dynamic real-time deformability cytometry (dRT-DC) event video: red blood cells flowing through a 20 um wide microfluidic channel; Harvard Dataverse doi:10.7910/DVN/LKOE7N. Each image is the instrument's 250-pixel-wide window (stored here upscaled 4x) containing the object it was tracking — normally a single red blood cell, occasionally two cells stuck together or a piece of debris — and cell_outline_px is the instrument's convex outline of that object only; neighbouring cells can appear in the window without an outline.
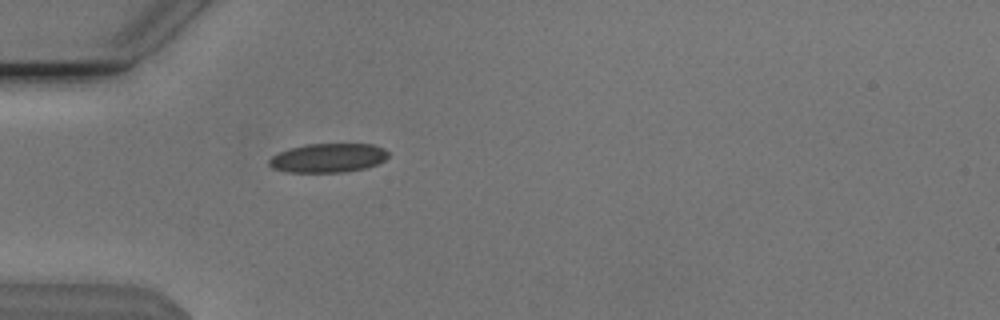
{"species": "Egyptian fruit bat (a non-hibernating species)", "species_latin": "Rousettus aegyptiacus", "temperature_condition": "cold", "stored_images_in_passage": 5, "camera_frame_rate_fps": 3000, "um_per_image_px": 0.085, "animal": {"sex": "male"}, "frame": {"image": 1, "passage_image": 1, "time_ms": 0.0, "image_size_px": [1000, 320], "cell_outline_px": [[388, 156], [384, 160], [368, 168], [344, 172], [284, 172], [272, 168], [268, 164], [268, 160], [272, 156], [288, 148], [304, 144], [372, 144], [384, 148], [388, 152]], "centroid_in_image_um": [27.87, 13.42], "position_along_channel_um": 57.1, "area_um2": 20.35}}